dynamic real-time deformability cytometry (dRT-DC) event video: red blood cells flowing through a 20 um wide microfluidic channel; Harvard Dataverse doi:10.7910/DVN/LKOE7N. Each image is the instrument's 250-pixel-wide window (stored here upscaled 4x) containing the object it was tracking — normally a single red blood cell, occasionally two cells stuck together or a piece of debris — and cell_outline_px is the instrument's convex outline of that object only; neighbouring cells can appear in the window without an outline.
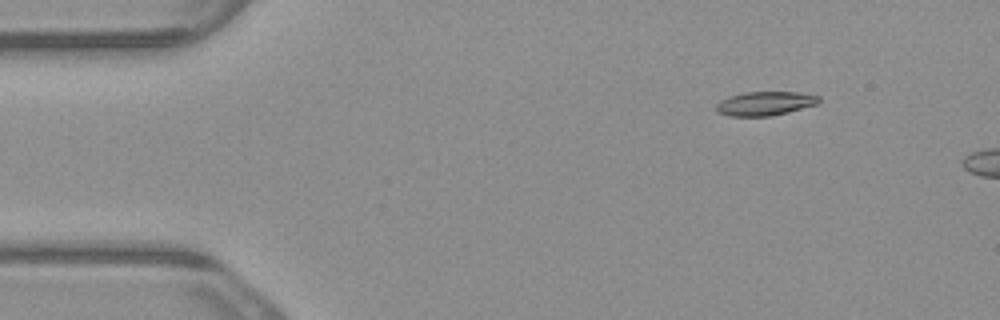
{"species": "common noctule bat (a hibernating species)", "species_latin": "Nyctalus noctula", "temperature_condition": "warm", "stored_images_in_passage": 3, "camera_frame_rate_fps": 3000, "um_per_image_px": 0.085, "animal": {"sex": "male", "body_mass_g": 23.1, "forearm_length_mm": 52.7}, "frame": {"image": 1, "passage_image": 2, "time_ms": 0.333, "image_size_px": [1000, 320], "cell_outline_px": [[820, 104], [772, 116], [728, 116], [716, 112], [716, 104], [720, 100], [728, 96], [744, 92], [796, 92], [820, 96]], "centroid_in_image_um": [65.02, 8.8], "position_along_channel_um": 20.0, "area_um2": 14.57}}